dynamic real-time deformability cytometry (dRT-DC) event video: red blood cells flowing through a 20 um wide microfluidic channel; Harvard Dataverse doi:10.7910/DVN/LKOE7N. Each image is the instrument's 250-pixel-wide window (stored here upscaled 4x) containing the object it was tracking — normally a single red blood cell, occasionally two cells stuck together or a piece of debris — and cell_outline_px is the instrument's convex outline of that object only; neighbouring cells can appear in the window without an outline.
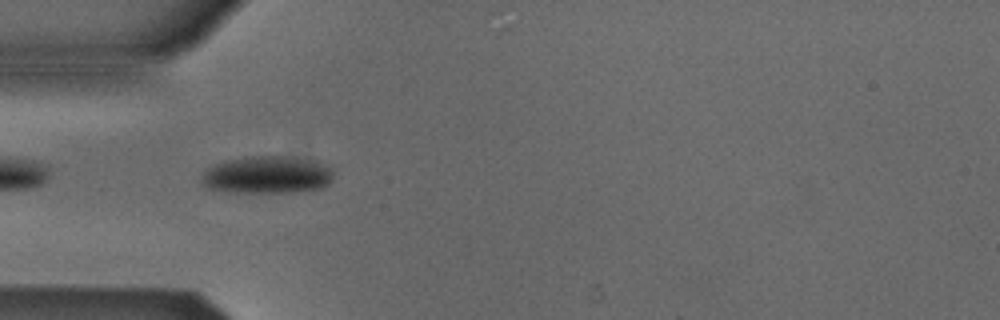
{"species": "Egyptian fruit bat (a non-hibernating species)", "species_latin": "Rousettus aegyptiacus", "temperature_condition": "cold", "stored_images_in_passage": 39, "camera_frame_rate_fps": 3000, "um_per_image_px": 0.085, "animal": {"sex": "male"}, "frame": {"image": 1, "passage_image": 2, "time_ms": 0.333, "image_size_px": [1000, 320], "cell_outline_px": [[332, 180], [328, 184], [320, 188], [292, 192], [236, 192], [208, 188], [204, 184], [204, 172], [208, 168], [216, 164], [228, 160], [244, 156], [280, 156], [316, 160], [332, 168]], "centroid_in_image_um": [22.76, 14.85], "position_along_channel_um": 62.2, "area_um2": 28.5}}
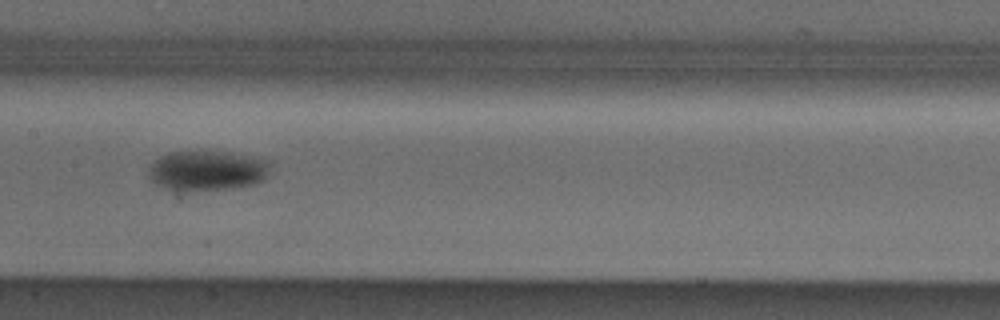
{"frame": {"image": 2, "passage_image": 12, "time_ms": 3.667, "image_size_px": [1000, 320], "cell_outline_px": [[268, 164], [264, 180], [256, 184], [232, 188], [176, 192], [156, 184], [148, 176], [148, 172], [152, 164], [160, 156], [168, 152], [228, 152], [268, 160]], "centroid_in_image_um": [17.56, 14.53], "position_along_channel_um": 189.8, "area_um2": 28.21}}
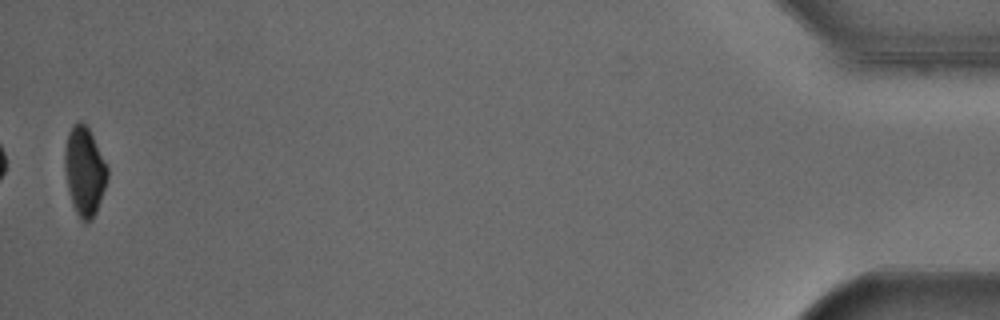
{"frame": {"image": 3, "passage_image": 38, "time_ms": 12.333, "image_size_px": [1000, 320], "cell_outline_px": [[108, 176], [96, 212], [92, 220], [88, 224], [80, 220], [72, 204], [68, 188], [64, 168], [64, 152], [68, 132], [80, 120], [88, 128], [108, 168]], "centroid_in_image_um": [7.17, 14.6], "position_along_channel_um": 428.0, "area_um2": 21.79}, "authors_computed_cell_mechanics": {"area_um2": 27.5128, "velocity_mm_per_s": 3.8763, "shape_relaxation_time_tau1_ms": 4.6365, "shape_relaxation_time_tau2_ms": null, "deformation_change_tau1": 0.1115, "deformation_change_tau2": null}}